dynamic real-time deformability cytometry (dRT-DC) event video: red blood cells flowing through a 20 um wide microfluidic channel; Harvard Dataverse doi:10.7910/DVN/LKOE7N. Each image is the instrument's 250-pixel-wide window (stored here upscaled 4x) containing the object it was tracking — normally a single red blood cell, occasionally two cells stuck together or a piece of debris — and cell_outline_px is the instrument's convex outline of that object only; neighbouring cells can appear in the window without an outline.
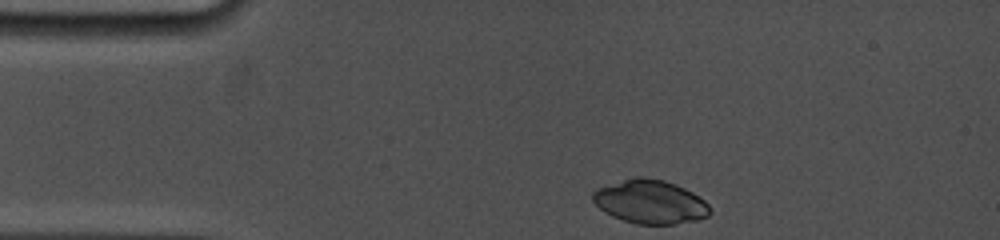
{"species": "common noctule bat (a hibernating species)", "species_latin": "Nyctalus noctula", "temperature_condition": "cold", "stored_images_in_passage": 4, "camera_frame_rate_fps": 5000, "um_per_image_px": 0.085, "animal": {"sex": "female", "body_mass_g": 19.0, "forearm_length_mm": 53.3}, "frame": {"image": 1, "passage_image": 1, "time_ms": 0.0, "image_size_px": [1000, 240], "cell_outline_px": [[712, 212], [708, 216], [696, 220], [672, 224], [636, 224], [612, 216], [604, 212], [592, 200], [592, 192], [596, 188], [636, 176], [644, 176], [664, 180], [676, 184], [692, 192], [704, 200], [708, 204]], "centroid_in_image_um": [55.26, 17.14], "position_along_channel_um": 29.7, "area_um2": 29.88}}